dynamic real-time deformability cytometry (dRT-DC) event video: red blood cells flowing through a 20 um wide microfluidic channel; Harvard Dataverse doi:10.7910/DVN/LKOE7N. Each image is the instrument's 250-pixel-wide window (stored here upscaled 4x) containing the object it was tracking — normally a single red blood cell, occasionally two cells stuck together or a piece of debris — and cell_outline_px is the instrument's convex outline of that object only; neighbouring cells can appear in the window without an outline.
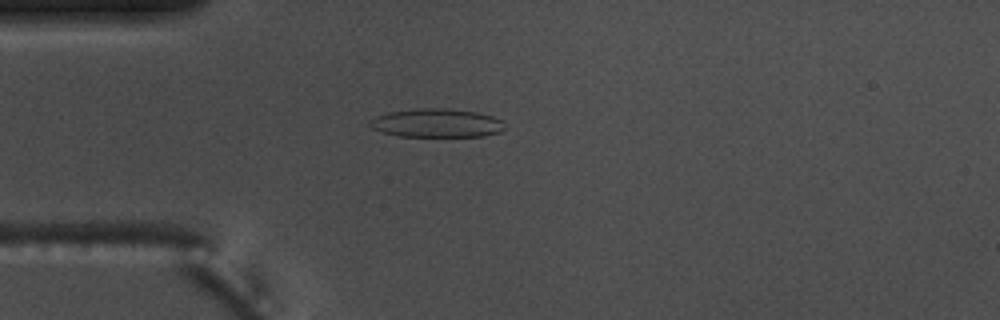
{"species": "common noctule bat (a hibernating species)", "species_latin": "Nyctalus noctula", "temperature_condition": "warm", "stored_images_in_passage": 3, "camera_frame_rate_fps": 3000, "um_per_image_px": 0.085, "animal": {"sex": "male", "body_mass_g": 17.5, "forearm_length_mm": 52.3}, "frame": {"image": 1, "passage_image": 2, "time_ms": 0.333, "image_size_px": [1000, 320], "cell_outline_px": [[504, 128], [500, 132], [484, 136], [400, 136], [384, 132], [372, 128], [368, 124], [368, 120], [376, 116], [388, 112], [424, 108], [440, 108], [476, 112], [492, 116], [504, 120]], "centroid_in_image_um": [37.13, 10.46], "position_along_channel_um": 47.9, "area_um2": 22.37}}